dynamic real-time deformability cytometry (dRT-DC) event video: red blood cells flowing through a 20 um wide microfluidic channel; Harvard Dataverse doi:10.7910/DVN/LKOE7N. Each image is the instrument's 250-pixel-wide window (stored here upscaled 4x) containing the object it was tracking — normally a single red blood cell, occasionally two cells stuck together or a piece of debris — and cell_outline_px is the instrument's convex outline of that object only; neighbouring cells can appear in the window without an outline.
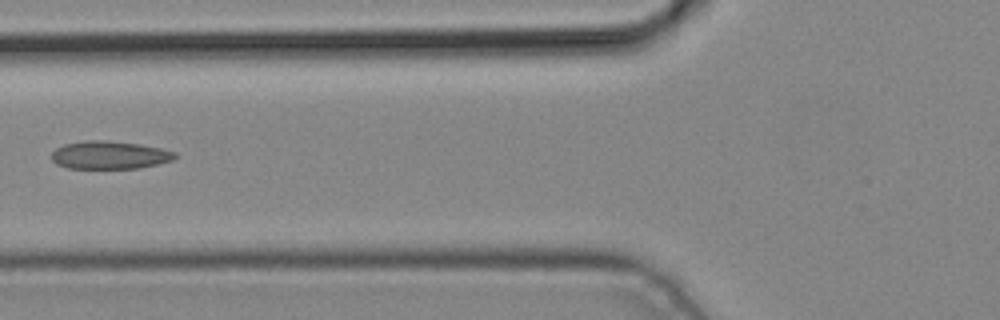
{"species": "common noctule bat (a hibernating species)", "species_latin": "Nyctalus noctula", "temperature_condition": "cold", "stored_images_in_passage": 3, "camera_frame_rate_fps": 3000, "um_per_image_px": 0.085, "animal": {"sex": "male", "body_mass_g": 19.2, "forearm_length_mm": 51.8}, "frame": {"image": 1, "passage_image": 3, "time_ms": 0.667, "image_size_px": [1000, 320], "cell_outline_px": [[176, 156], [172, 160], [156, 164], [136, 168], [68, 168], [56, 164], [52, 160], [52, 152], [56, 148], [64, 144], [84, 140], [108, 140], [140, 144], [160, 148], [176, 152]], "centroid_in_image_um": [9.28, 13.17], "position_along_channel_um": 116.5, "area_um2": 20.06}}